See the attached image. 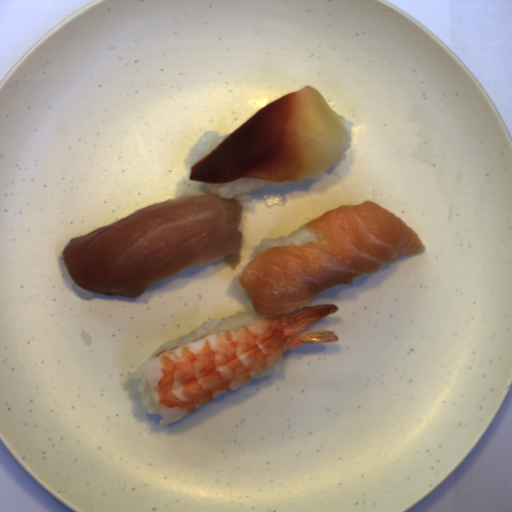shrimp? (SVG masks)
<instances>
[{
  "label": "shrimp",
  "mask_w": 512,
  "mask_h": 512,
  "mask_svg": "<svg viewBox=\"0 0 512 512\" xmlns=\"http://www.w3.org/2000/svg\"><path fill=\"white\" fill-rule=\"evenodd\" d=\"M339 309L333 304L307 305L204 335L142 361L137 375L147 381L162 422L170 423L247 384L275 364L286 348L339 341L330 330L304 331Z\"/></svg>",
  "instance_id": "1"
},
{
  "label": "shrimp",
  "mask_w": 512,
  "mask_h": 512,
  "mask_svg": "<svg viewBox=\"0 0 512 512\" xmlns=\"http://www.w3.org/2000/svg\"><path fill=\"white\" fill-rule=\"evenodd\" d=\"M345 118L315 87L280 96L254 112L214 150L192 165L188 180L226 184L316 178L347 145Z\"/></svg>",
  "instance_id": "2"
}]
</instances>
